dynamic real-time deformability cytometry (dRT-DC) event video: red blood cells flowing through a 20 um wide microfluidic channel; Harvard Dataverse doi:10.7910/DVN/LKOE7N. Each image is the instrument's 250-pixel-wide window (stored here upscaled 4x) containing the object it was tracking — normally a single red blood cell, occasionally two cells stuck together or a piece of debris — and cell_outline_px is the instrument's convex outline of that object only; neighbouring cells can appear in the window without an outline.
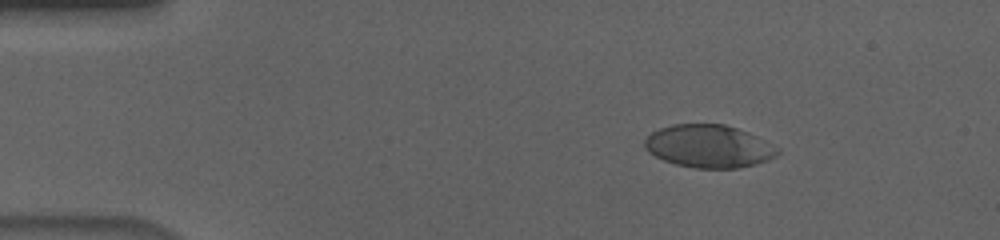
{"species": "human", "species_latin": "Homo sapiens", "temperature_condition": "cold", "stored_images_in_passage": 55, "camera_frame_rate_fps": 3000, "um_per_image_px": 0.085, "donor": {"sex": "male"}, "frame": {"image": 1, "passage_image": 8, "time_ms": 2.333, "image_size_px": [1000, 240], "cell_outline_px": [[780, 152], [776, 156], [768, 160], [756, 164], [736, 168], [696, 168], [676, 164], [664, 160], [648, 152], [644, 148], [644, 140], [652, 132], [660, 128], [672, 124], [724, 124], [748, 132], [780, 148]], "centroid_in_image_um": [60.25, 12.43], "position_along_channel_um": 24.7, "area_um2": 33.12}}
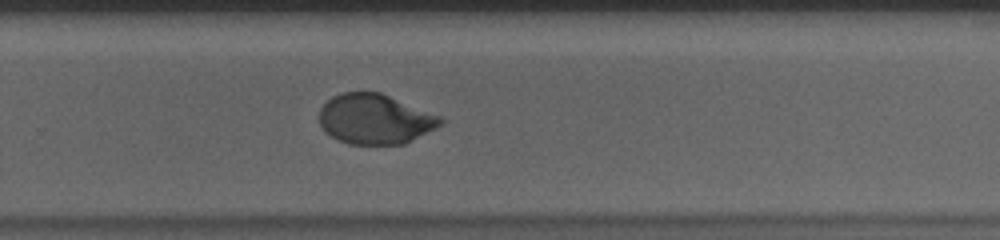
{"frame": {"image": 2, "passage_image": 37, "time_ms": 12.0, "image_size_px": [1000, 240], "cell_outline_px": [[444, 120], [440, 124], [404, 144], [348, 144], [324, 132], [320, 124], [320, 108], [332, 96], [340, 92], [380, 92], [440, 116]], "centroid_in_image_um": [31.82, 10.11], "position_along_channel_um": 298.0, "area_um2": 34.91}}
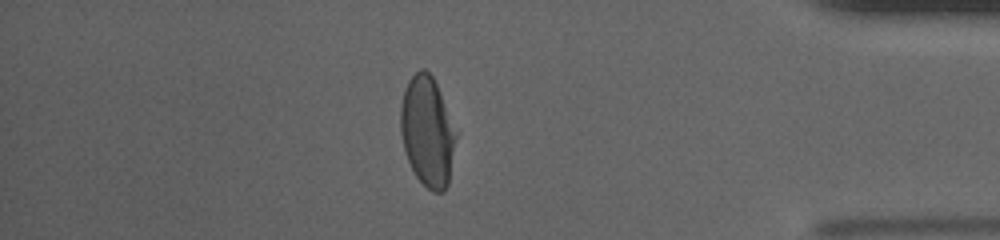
{"frame": {"image": 3, "passage_image": 48, "time_ms": 15.667, "image_size_px": [1000, 240], "cell_outline_px": [[460, 132], [448, 184], [444, 192], [432, 192], [416, 176], [408, 160], [404, 148], [400, 132], [400, 108], [404, 92], [408, 80], [420, 68], [424, 68], [432, 76]], "centroid_in_image_um": [36.39, 11.18], "position_along_channel_um": 398.8, "area_um2": 36.3}, "authors_computed_cell_mechanics": {"area_um2": 35.9516, "velocity_mm_per_s": 3.6521, "shape_relaxation_time_tau1_ms": 5.2604, "shape_relaxation_time_tau2_ms": 0.9078, "deformation_change_tau1": 0.185, "deformation_change_tau2": 0.0341}}